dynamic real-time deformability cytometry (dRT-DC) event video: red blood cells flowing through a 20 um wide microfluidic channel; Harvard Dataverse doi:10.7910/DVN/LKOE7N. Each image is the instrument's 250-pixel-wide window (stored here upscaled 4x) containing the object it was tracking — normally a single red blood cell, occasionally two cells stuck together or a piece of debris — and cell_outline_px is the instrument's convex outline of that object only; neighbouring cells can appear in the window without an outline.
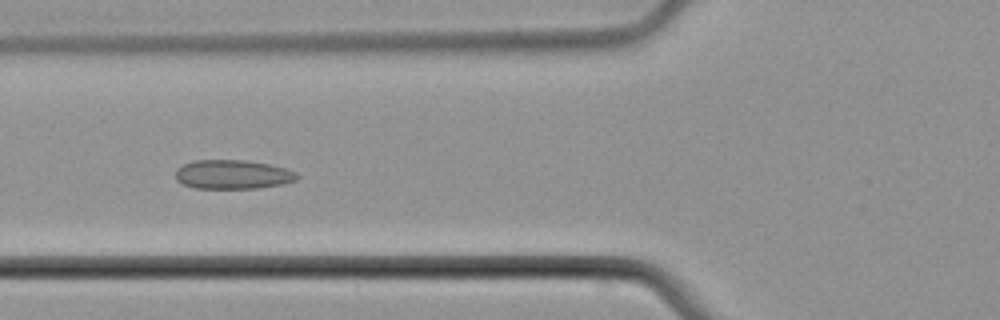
{"species": "common noctule bat (a hibernating species)", "species_latin": "Nyctalus noctula", "temperature_condition": "cold", "stored_images_in_passage": 4, "camera_frame_rate_fps": 3000, "um_per_image_px": 0.085, "animal": {"sex": "male", "body_mass_g": 21.5, "forearm_length_mm": 52.0}, "frame": {"image": 1, "passage_image": 3, "time_ms": 2.667, "image_size_px": [1000, 320], "cell_outline_px": [[300, 176], [296, 180], [284, 184], [256, 188], [196, 188], [184, 184], [176, 180], [176, 168], [192, 160], [244, 160], [268, 164], [284, 168], [296, 172]], "centroid_in_image_um": [19.78, 14.82], "position_along_channel_um": 106.0, "area_um2": 20.58}}
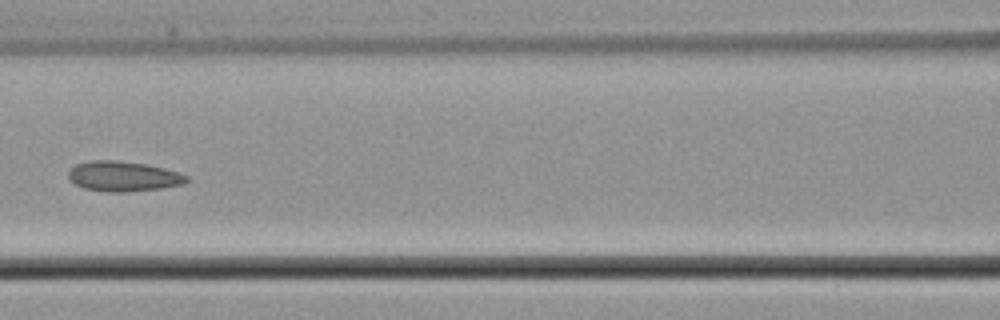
{"frame": {"image": 2, "passage_image": 4, "time_ms": 4.0, "image_size_px": [1000, 320], "cell_outline_px": [[188, 180], [184, 184], [160, 188], [124, 192], [108, 192], [84, 188], [76, 184], [68, 176], [68, 172], [76, 164], [92, 160], [116, 160], [148, 164], [164, 168], [188, 176]], "centroid_in_image_um": [10.48, 14.98], "position_along_channel_um": 156.1, "area_um2": 20.58}}